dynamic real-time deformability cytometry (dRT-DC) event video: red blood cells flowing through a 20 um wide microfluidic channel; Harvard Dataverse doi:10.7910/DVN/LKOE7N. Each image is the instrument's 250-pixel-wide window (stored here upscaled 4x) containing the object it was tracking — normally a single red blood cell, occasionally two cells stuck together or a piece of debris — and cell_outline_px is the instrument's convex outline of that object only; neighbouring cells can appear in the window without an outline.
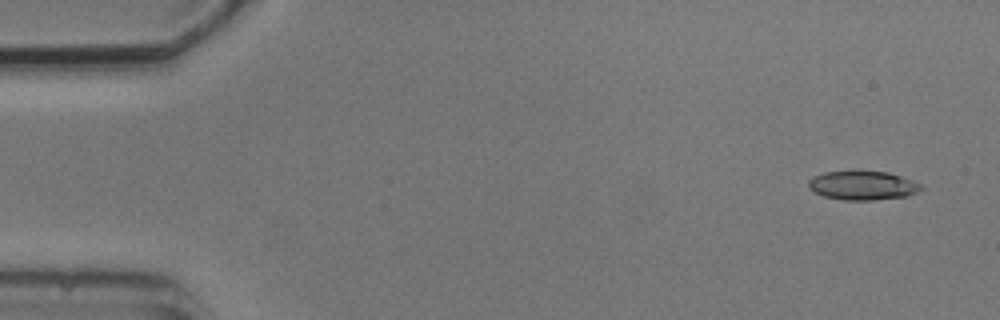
{"species": "common noctule bat (a hibernating species)", "species_latin": "Nyctalus noctula", "temperature_condition": "cold", "stored_images_in_passage": 7, "camera_frame_rate_fps": 3000, "um_per_image_px": 0.085, "animal": {"sex": "male", "body_mass_g": 20.5, "forearm_length_mm": 52.5}, "frame": {"image": 1, "passage_image": 1, "time_ms": 0.0, "image_size_px": [1000, 320], "cell_outline_px": [[924, 188], [916, 192], [904, 196], [876, 200], [844, 200], [824, 196], [812, 192], [808, 188], [808, 180], [824, 172], [888, 172], [912, 180], [920, 184]], "centroid_in_image_um": [73.3, 15.78], "position_along_channel_um": 11.7, "area_um2": 18.73}}
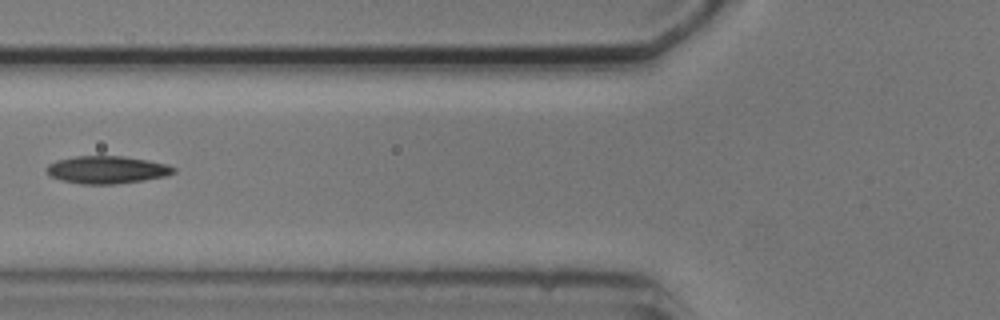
{"frame": {"image": 2, "passage_image": 6, "time_ms": 6.0, "image_size_px": [1000, 320], "cell_outline_px": [[176, 172], [164, 176], [144, 180], [116, 184], [80, 184], [60, 180], [48, 176], [44, 168], [48, 164], [56, 160], [76, 156], [124, 156], [148, 160], [168, 164], [176, 168]], "centroid_in_image_um": [9.05, 14.43], "position_along_channel_um": 116.8, "area_um2": 20.69}}
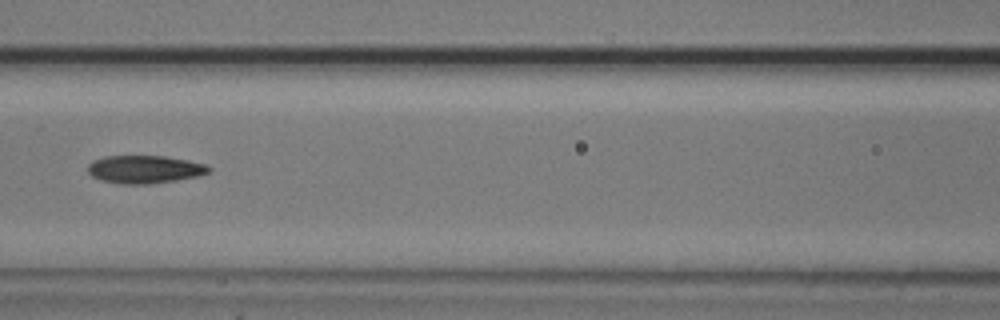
{"frame": {"image": 3, "passage_image": 7, "time_ms": 7.0, "image_size_px": [1000, 320], "cell_outline_px": [[212, 172], [200, 176], [152, 184], [124, 184], [100, 180], [92, 176], [88, 172], [88, 164], [92, 160], [104, 156], [164, 156], [188, 160], [208, 164], [212, 168]], "centroid_in_image_um": [12.34, 14.39], "position_along_channel_um": 154.3, "area_um2": 20.0}}